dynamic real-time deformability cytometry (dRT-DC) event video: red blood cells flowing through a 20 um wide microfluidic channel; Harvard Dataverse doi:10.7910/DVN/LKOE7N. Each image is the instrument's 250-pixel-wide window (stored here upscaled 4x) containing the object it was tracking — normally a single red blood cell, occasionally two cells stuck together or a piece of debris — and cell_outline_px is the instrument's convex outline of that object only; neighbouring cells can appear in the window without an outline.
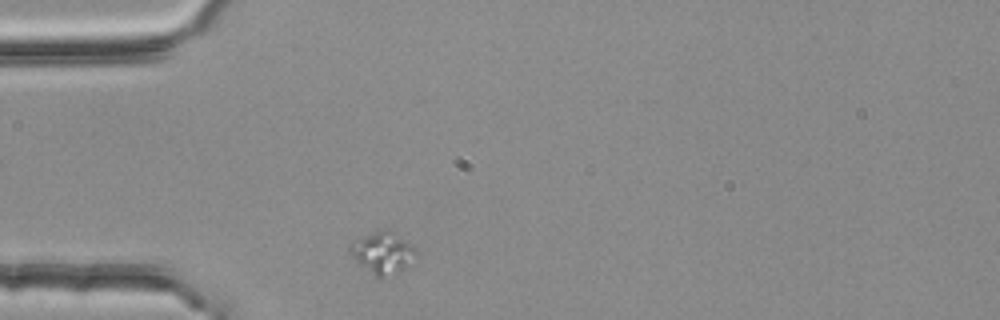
{"species": "common noctule bat (a hibernating species)", "species_latin": "Nyctalus noctula", "temperature_condition": "room temperature", "stored_images_in_passage": 31, "camera_frame_rate_fps": 3000, "um_per_image_px": 0.085, "animal": {"sex": "female", "body_mass_g": 25.1}, "frame": {"image": 1, "passage_image": 1, "time_ms": 0.0, "image_size_px": [1000, 320], "cell_outline_px": [[416, 256], [400, 272], [380, 276], [376, 276], [360, 264], [348, 252], [348, 248], [364, 236], [384, 228], [400, 236], [416, 252]], "centroid_in_image_um": [32.52, 21.48], "position_along_channel_um": 52.5, "area_um2": 15.14}}